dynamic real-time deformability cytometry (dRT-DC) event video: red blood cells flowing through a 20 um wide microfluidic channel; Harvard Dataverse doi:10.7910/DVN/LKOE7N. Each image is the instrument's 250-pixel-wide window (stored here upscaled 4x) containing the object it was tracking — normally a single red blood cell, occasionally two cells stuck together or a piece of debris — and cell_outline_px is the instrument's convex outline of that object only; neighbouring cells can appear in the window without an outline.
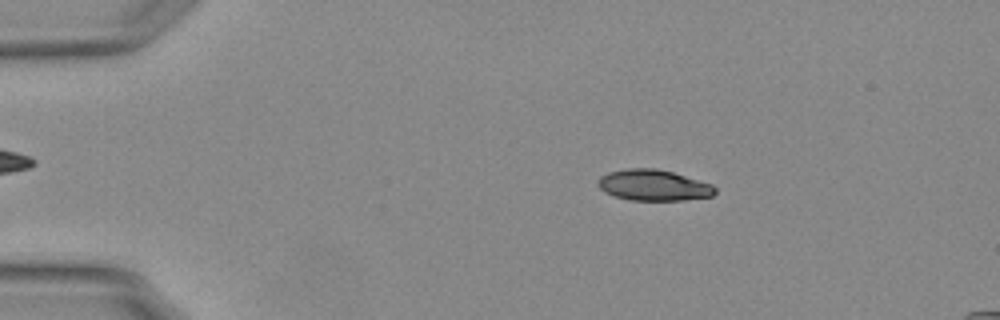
{"species": "Egyptian fruit bat (a non-hibernating species)", "species_latin": "Rousettus aegyptiacus", "temperature_condition": "warm", "stored_images_in_passage": 54, "camera_frame_rate_fps": 3000, "um_per_image_px": 0.085, "animal": {"sex": "female"}, "frame": {"image": 1, "passage_image": 10, "time_ms": 3.0, "image_size_px": [1000, 320], "cell_outline_px": [[716, 192], [712, 196], [684, 200], [632, 200], [616, 196], [604, 192], [596, 184], [596, 180], [600, 176], [608, 172], [628, 168], [656, 168], [672, 172], [712, 184], [716, 188]], "centroid_in_image_um": [55.52, 15.74], "position_along_channel_um": 29.5, "area_um2": 21.15}}
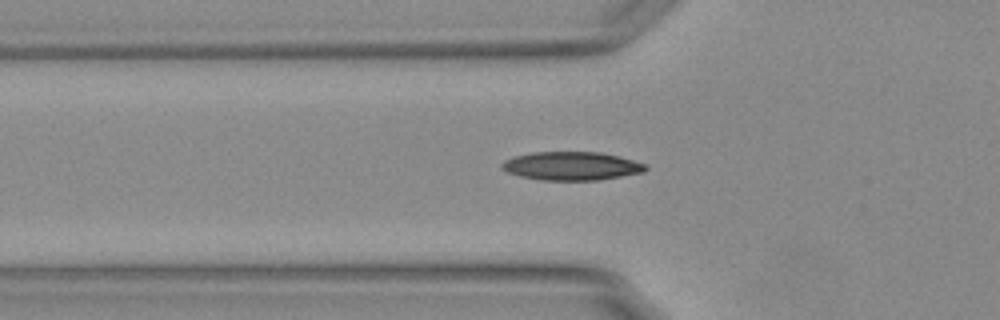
{"frame": {"image": 2, "passage_image": 19, "time_ms": 6.0, "image_size_px": [1000, 320], "cell_outline_px": [[648, 168], [644, 172], [596, 180], [544, 180], [520, 176], [508, 172], [500, 168], [500, 164], [504, 160], [516, 156], [532, 152], [600, 152], [648, 164]], "centroid_in_image_um": [48.57, 14.1], "position_along_channel_um": 77.2, "area_um2": 23.7}}
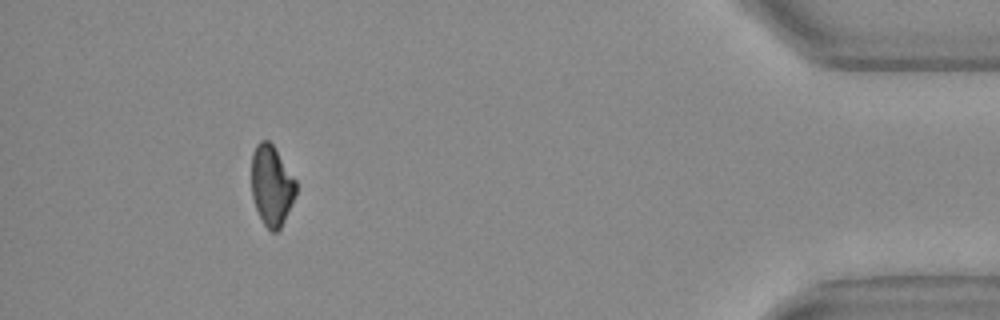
{"frame": {"image": 3, "passage_image": 50, "time_ms": 16.333, "image_size_px": [1000, 320], "cell_outline_px": [[296, 192], [284, 220], [280, 228], [276, 232], [272, 232], [264, 224], [256, 208], [252, 196], [252, 152], [256, 144], [260, 140], [268, 140], [272, 144], [296, 180]], "centroid_in_image_um": [23.07, 15.74], "position_along_channel_um": 412.1, "area_um2": 20.52}, "authors_computed_cell_mechanics": {"area_um2": 21.9062, "velocity_mm_per_s": 3.7927, "shape_relaxation_time_tau1_ms": 6.0961, "shape_relaxation_time_tau2_ms": 6.3373, "deformation_change_tau1": 0.1718, "deformation_change_tau2": 0.1229}}